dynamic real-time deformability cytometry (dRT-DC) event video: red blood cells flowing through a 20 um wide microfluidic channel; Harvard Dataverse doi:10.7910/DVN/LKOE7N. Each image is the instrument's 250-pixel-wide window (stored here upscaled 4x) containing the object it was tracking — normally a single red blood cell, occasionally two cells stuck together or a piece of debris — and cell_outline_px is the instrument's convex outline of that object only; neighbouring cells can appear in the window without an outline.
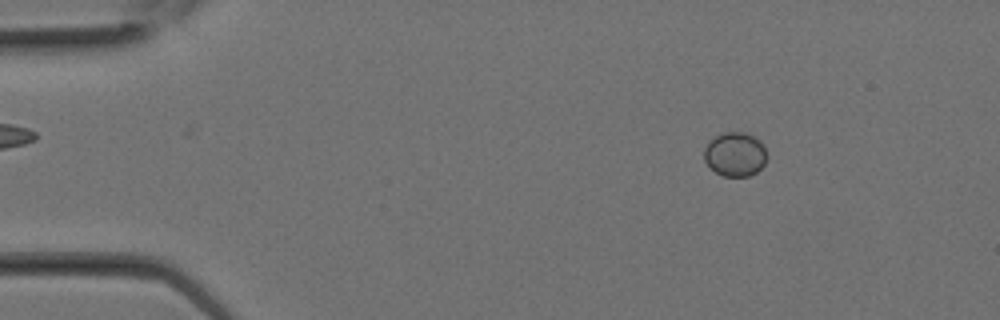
{"species": "Egyptian fruit bat (a non-hibernating species)", "species_latin": "Rousettus aegyptiacus", "temperature_condition": "room temperature", "stored_images_in_passage": 9, "camera_frame_rate_fps": 3000, "um_per_image_px": 0.085, "animal": {"sex": "female"}, "frame": {"image": 1, "passage_image": 3, "time_ms": 0.667, "image_size_px": [1000, 320], "cell_outline_px": [[768, 156], [764, 164], [756, 172], [748, 176], [724, 176], [716, 172], [704, 160], [704, 148], [708, 140], [724, 132], [744, 132], [760, 140], [764, 144]], "centroid_in_image_um": [62.49, 13.1], "position_along_channel_um": 22.5, "area_um2": 16.24}}
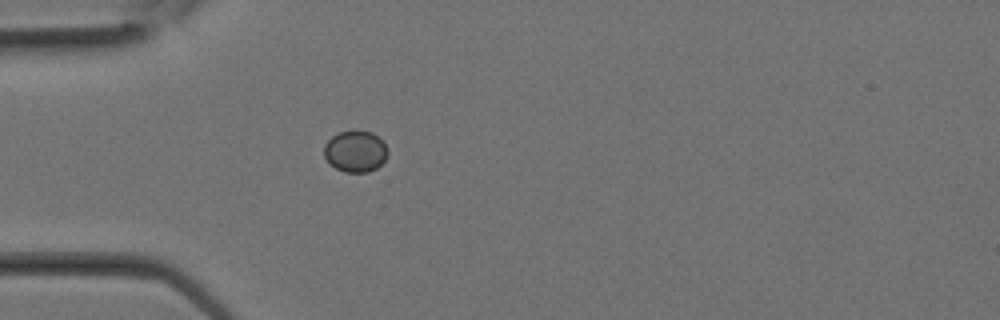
{"frame": {"image": 2, "passage_image": 7, "time_ms": 2.0, "image_size_px": [1000, 320], "cell_outline_px": [[388, 152], [384, 160], [376, 168], [368, 172], [344, 172], [336, 168], [324, 156], [324, 144], [332, 136], [340, 132], [352, 128], [372, 132], [384, 140], [388, 148]], "centroid_in_image_um": [30.23, 12.82], "position_along_channel_um": 54.8, "area_um2": 15.66}}
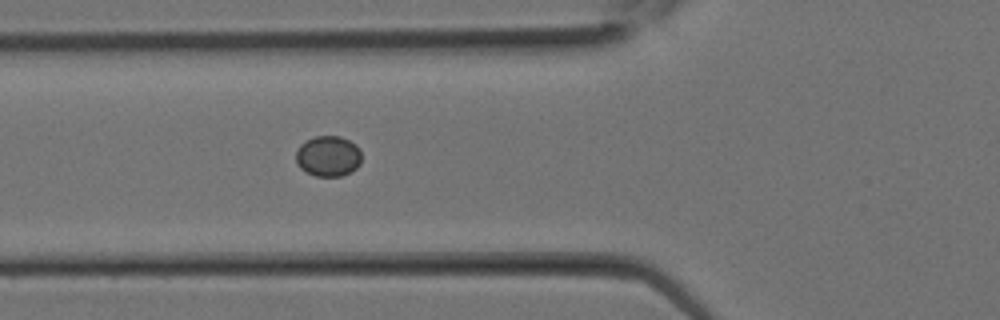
{"frame": {"image": 3, "passage_image": 9, "time_ms": 2.667, "image_size_px": [1000, 320], "cell_outline_px": [[360, 164], [356, 168], [340, 176], [316, 176], [300, 168], [296, 164], [296, 152], [300, 144], [304, 140], [316, 136], [340, 136], [356, 144], [360, 148]], "centroid_in_image_um": [27.88, 13.25], "position_along_channel_um": 97.9, "area_um2": 15.55}}